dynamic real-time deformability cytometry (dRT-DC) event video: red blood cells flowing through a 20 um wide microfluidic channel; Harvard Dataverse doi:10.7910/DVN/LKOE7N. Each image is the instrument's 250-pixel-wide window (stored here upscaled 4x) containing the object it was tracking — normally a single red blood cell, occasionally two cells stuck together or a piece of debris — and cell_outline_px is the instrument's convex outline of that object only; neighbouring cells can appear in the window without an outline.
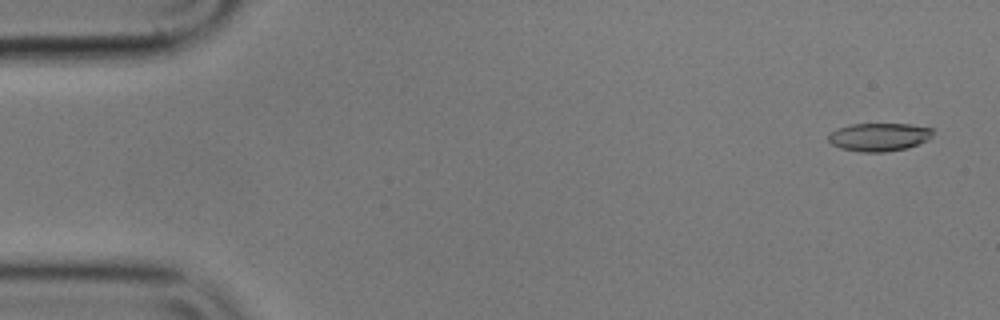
{"species": "common noctule bat (a hibernating species)", "species_latin": "Nyctalus noctula", "temperature_condition": "cold", "stored_images_in_passage": 56, "camera_frame_rate_fps": 3000, "um_per_image_px": 0.085, "animal": {"sex": "male", "body_mass_g": 17.9}, "frame": {"image": 1, "passage_image": 3, "time_ms": 0.667, "image_size_px": [1000, 320], "cell_outline_px": [[932, 136], [928, 140], [908, 148], [884, 152], [860, 152], [840, 148], [832, 144], [828, 140], [828, 136], [836, 128], [852, 124], [908, 124], [932, 128]], "centroid_in_image_um": [74.71, 11.65], "position_along_channel_um": 10.3, "area_um2": 17.17}}
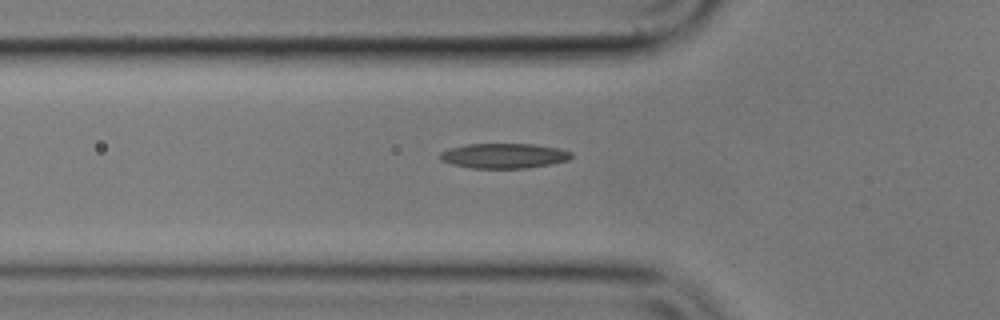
{"frame": {"image": 2, "passage_image": 19, "time_ms": 6.0, "image_size_px": [1000, 320], "cell_outline_px": [[572, 156], [568, 160], [528, 168], [468, 168], [452, 164], [440, 160], [440, 152], [448, 148], [468, 144], [532, 144], [560, 148], [572, 152]], "centroid_in_image_um": [42.81, 13.24], "position_along_channel_um": 83.0, "area_um2": 19.13}}
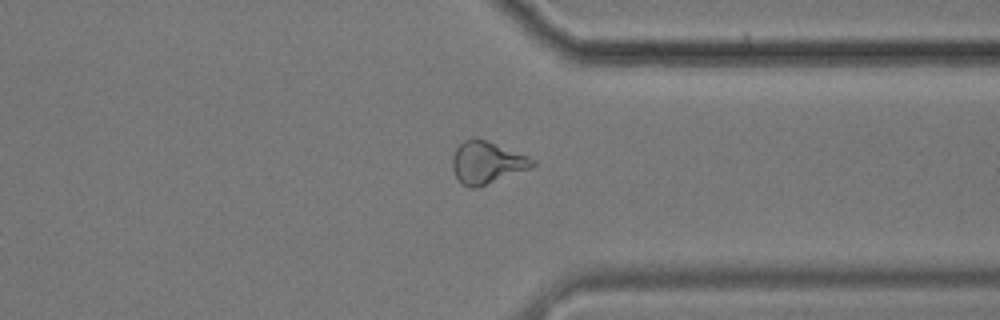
{"frame": {"image": 3, "passage_image": 43, "time_ms": 14.0, "image_size_px": [1000, 320], "cell_outline_px": [[536, 164], [528, 168], [476, 188], [468, 188], [460, 184], [452, 168], [452, 156], [456, 148], [464, 140], [476, 136], [528, 156], [536, 160]], "centroid_in_image_um": [41.33, 13.8], "position_along_channel_um": 370.1, "area_um2": 19.59}, "authors_computed_cell_mechanics": {"area_um2": 18.4382, "velocity_mm_per_s": 3.5976, "shape_relaxation_time_tau1_ms": 9.168, "shape_relaxation_time_tau2_ms": 3.2604, "deformation_change_tau1": 0.2231, "deformation_change_tau2": 0.1139}}